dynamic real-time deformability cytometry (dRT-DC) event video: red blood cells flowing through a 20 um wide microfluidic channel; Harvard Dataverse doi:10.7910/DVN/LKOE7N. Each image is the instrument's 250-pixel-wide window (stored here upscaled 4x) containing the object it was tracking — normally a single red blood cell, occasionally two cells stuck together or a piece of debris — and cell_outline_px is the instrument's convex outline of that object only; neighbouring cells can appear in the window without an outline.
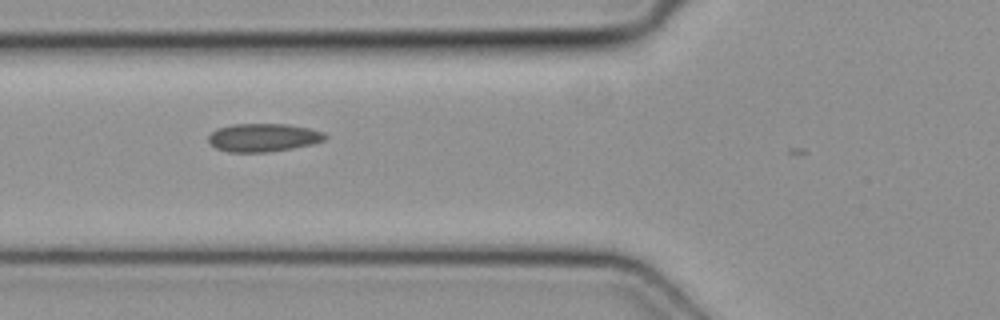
{"species": "common noctule bat (a hibernating species)", "species_latin": "Nyctalus noctula", "temperature_condition": "cold", "stored_images_in_passage": 6, "camera_frame_rate_fps": 3000, "um_per_image_px": 0.085, "animal": {"sex": "female", "body_mass_g": 19.3, "forearm_length_mm": 54.1}, "frame": {"image": 1, "passage_image": 4, "time_ms": 1.0, "image_size_px": [1000, 320], "cell_outline_px": [[328, 136], [324, 140], [312, 144], [292, 148], [268, 152], [228, 152], [216, 148], [208, 140], [208, 136], [216, 128], [232, 124], [288, 124], [308, 128], [324, 132]], "centroid_in_image_um": [22.37, 11.69], "position_along_channel_um": 103.4, "area_um2": 19.19}}
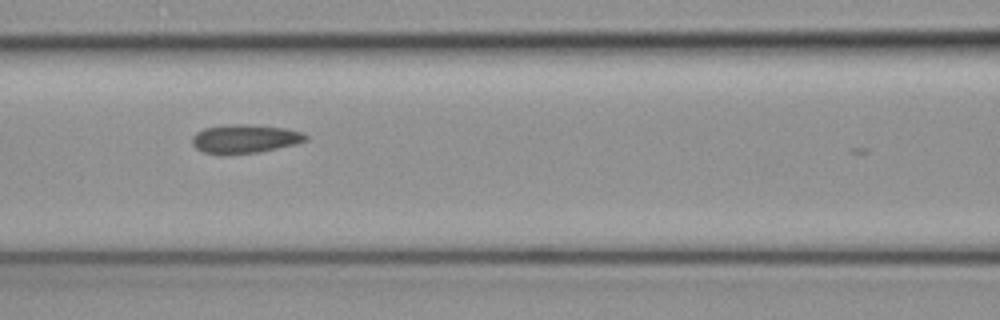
{"frame": {"image": 2, "passage_image": 5, "time_ms": 1.333, "image_size_px": [1000, 320], "cell_outline_px": [[308, 140], [296, 144], [256, 152], [224, 156], [220, 156], [204, 152], [196, 148], [192, 144], [192, 136], [196, 132], [204, 128], [236, 124], [244, 124], [284, 128], [300, 132], [308, 136]], "centroid_in_image_um": [20.76, 11.82], "position_along_channel_um": 145.8, "area_um2": 19.02}}